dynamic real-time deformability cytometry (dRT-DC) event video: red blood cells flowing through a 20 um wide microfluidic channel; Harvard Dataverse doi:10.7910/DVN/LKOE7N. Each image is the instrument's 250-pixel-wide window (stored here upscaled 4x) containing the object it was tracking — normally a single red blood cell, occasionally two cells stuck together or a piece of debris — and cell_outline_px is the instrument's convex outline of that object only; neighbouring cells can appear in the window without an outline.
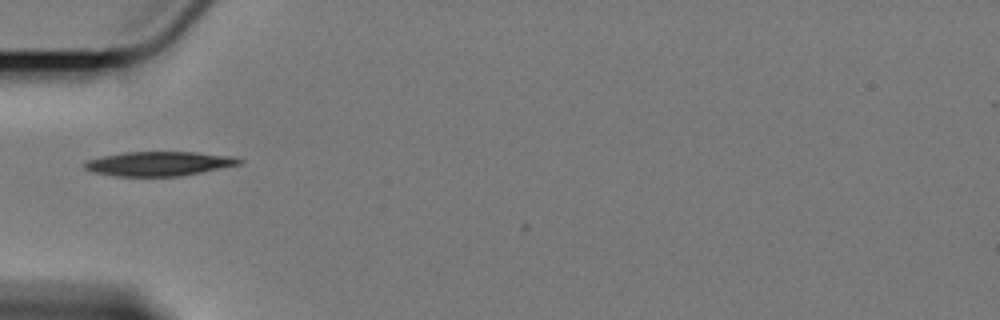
{"species": "Egyptian fruit bat (a non-hibernating species)", "species_latin": "Rousettus aegyptiacus", "temperature_condition": "cold", "stored_images_in_passage": 6, "camera_frame_rate_fps": 3000, "um_per_image_px": 0.085, "animal": {"sex": "female"}, "frame": {"image": 1, "passage_image": 2, "time_ms": 1.333, "image_size_px": [1000, 320], "cell_outline_px": [[244, 160], [240, 164], [180, 176], [112, 176], [92, 172], [84, 168], [84, 160], [100, 156], [124, 152], [196, 152], [236, 156]], "centroid_in_image_um": [13.47, 13.9], "position_along_channel_um": 71.5, "area_um2": 22.14}}
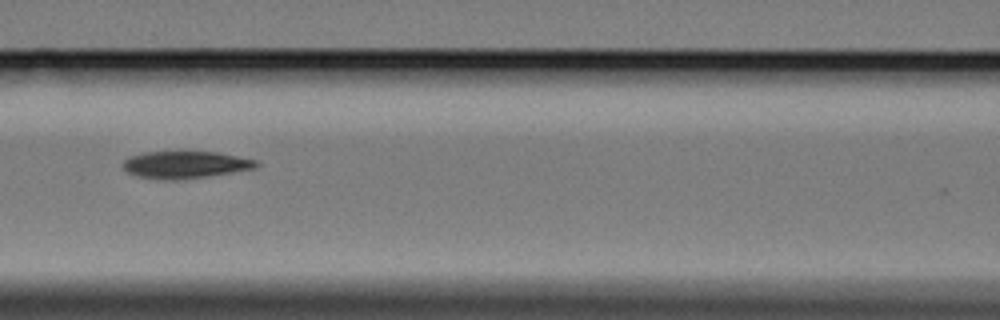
{"frame": {"image": 2, "passage_image": 4, "time_ms": 3.667, "image_size_px": [1000, 320], "cell_outline_px": [[260, 164], [256, 168], [232, 172], [176, 180], [156, 180], [140, 176], [128, 172], [124, 168], [124, 160], [128, 156], [144, 152], [216, 152], [256, 160]], "centroid_in_image_um": [15.73, 14.0], "position_along_channel_um": 150.9, "area_um2": 20.87}}
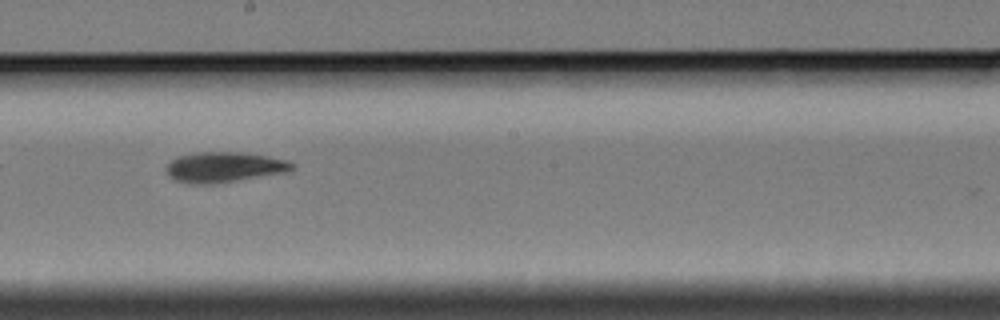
{"frame": {"image": 3, "passage_image": 6, "time_ms": 6.0, "image_size_px": [1000, 320], "cell_outline_px": [[296, 168], [292, 172], [212, 184], [188, 184], [176, 180], [168, 176], [164, 168], [176, 156], [196, 152], [240, 152], [268, 156], [288, 160], [296, 164]], "centroid_in_image_um": [19.1, 14.21], "position_along_channel_um": 229.1, "area_um2": 22.77}}